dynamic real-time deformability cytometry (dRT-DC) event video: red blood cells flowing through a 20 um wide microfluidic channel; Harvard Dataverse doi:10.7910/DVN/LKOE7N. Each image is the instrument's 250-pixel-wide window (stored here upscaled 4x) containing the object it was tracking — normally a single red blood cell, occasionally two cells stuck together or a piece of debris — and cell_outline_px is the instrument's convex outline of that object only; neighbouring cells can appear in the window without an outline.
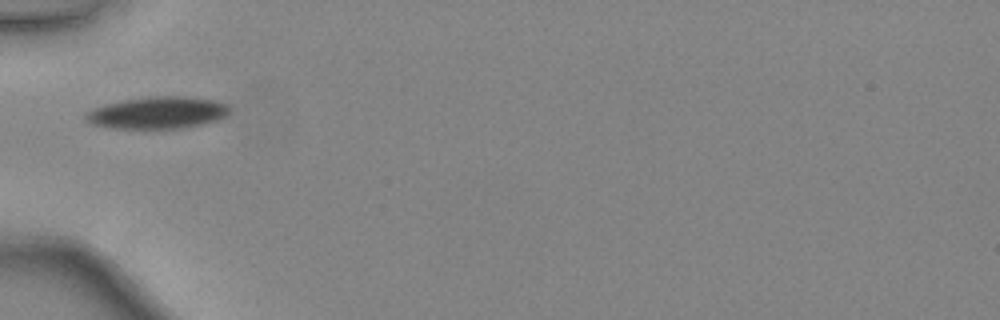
{"species": "common noctule bat (a hibernating species)", "species_latin": "Nyctalus noctula", "temperature_condition": "warm", "stored_images_in_passage": 3, "camera_frame_rate_fps": 3000, "um_per_image_px": 0.085, "animal": {"sex": "female", "body_mass_g": 24.6, "forearm_length_mm": 56.2}, "frame": {"image": 1, "passage_image": 1, "time_ms": 0.0, "image_size_px": [1000, 320], "cell_outline_px": [[228, 112], [224, 116], [216, 120], [204, 124], [184, 128], [112, 128], [92, 124], [84, 120], [84, 112], [92, 108], [124, 100], [152, 96], [184, 96], [212, 100], [224, 104], [228, 108]], "centroid_in_image_um": [13.33, 9.59], "position_along_channel_um": 71.7, "area_um2": 26.59}}